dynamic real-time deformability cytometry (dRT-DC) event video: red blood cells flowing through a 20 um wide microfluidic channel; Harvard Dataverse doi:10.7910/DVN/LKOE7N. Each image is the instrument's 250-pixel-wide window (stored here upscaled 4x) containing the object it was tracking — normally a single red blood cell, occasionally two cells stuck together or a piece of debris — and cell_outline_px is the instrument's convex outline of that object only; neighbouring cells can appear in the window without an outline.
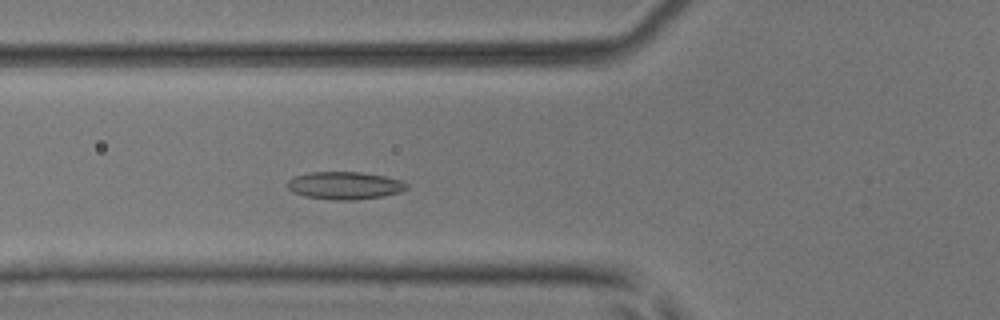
{"species": "common noctule bat (a hibernating species)", "species_latin": "Nyctalus noctula", "temperature_condition": "room temperature", "stored_images_in_passage": 39, "camera_frame_rate_fps": 3000, "um_per_image_px": 0.085, "animal": {"sex": "male", "body_mass_g": 17.9, "forearm_length_mm": 54.2}, "frame": {"image": 1, "passage_image": 7, "time_ms": 2.0, "image_size_px": [1000, 320], "cell_outline_px": [[408, 188], [400, 192], [384, 196], [352, 200], [332, 200], [304, 196], [292, 192], [288, 188], [288, 180], [296, 176], [312, 172], [360, 172], [384, 176], [400, 180], [408, 184]], "centroid_in_image_um": [29.31, 15.77], "position_along_channel_um": 96.5, "area_um2": 19.13}}
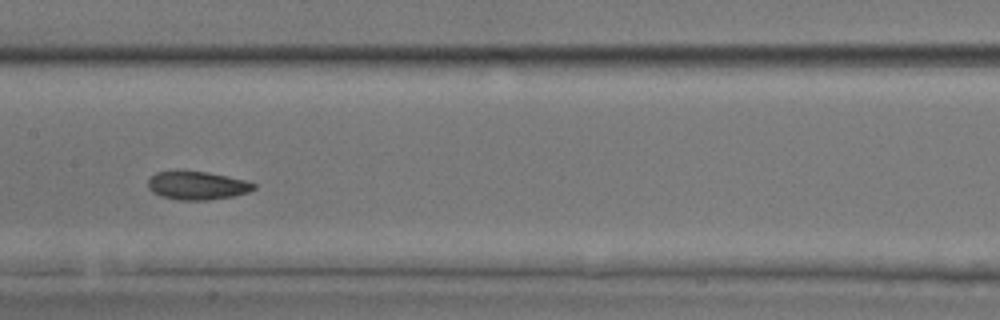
{"frame": {"image": 2, "passage_image": 14, "time_ms": 4.333, "image_size_px": [1000, 320], "cell_outline_px": [[256, 188], [248, 192], [232, 196], [208, 200], [176, 200], [160, 196], [152, 192], [148, 188], [148, 180], [156, 172], [208, 172], [248, 180], [256, 184]], "centroid_in_image_um": [16.78, 15.78], "position_along_channel_um": 190.6, "area_um2": 17.4}}
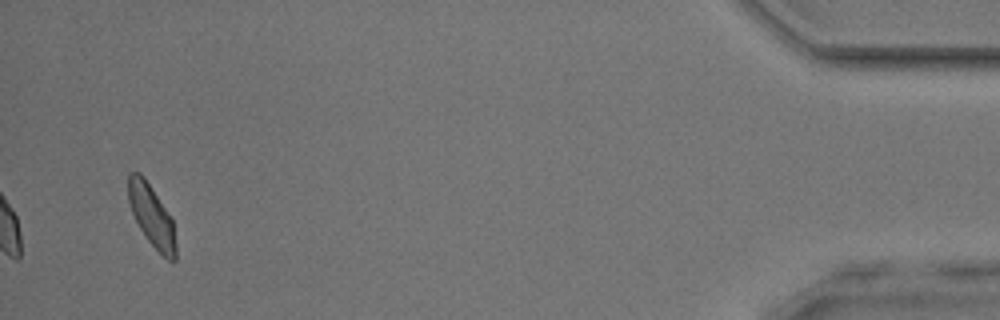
{"frame": {"image": 3, "passage_image": 37, "time_ms": 12.0, "image_size_px": [1000, 320], "cell_outline_px": [[176, 260], [168, 260], [148, 240], [140, 228], [132, 212], [128, 200], [128, 172], [140, 172], [144, 176], [172, 220], [176, 244]], "centroid_in_image_um": [12.87, 18.32], "position_along_channel_um": 422.3, "area_um2": 16.65}, "authors_computed_cell_mechanics": {"area_um2": 17.4556, "velocity_mm_per_s": 4.0377, "shape_relaxation_time_tau1_ms": null, "shape_relaxation_time_tau2_ms": 2.5587, "deformation_change_tau1": null, "deformation_change_tau2": 0.0718}}